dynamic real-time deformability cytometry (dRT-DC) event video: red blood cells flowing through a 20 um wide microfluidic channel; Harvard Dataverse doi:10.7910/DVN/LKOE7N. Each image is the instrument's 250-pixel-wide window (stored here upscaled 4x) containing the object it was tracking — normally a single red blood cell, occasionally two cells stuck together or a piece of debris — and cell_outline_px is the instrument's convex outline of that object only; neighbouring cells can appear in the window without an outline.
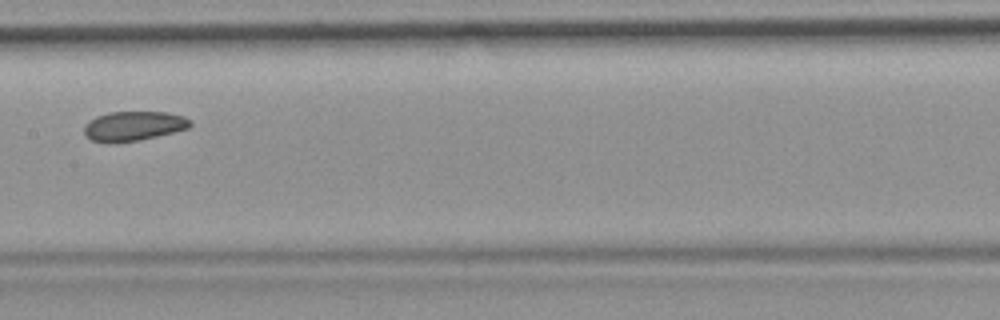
{"species": "common noctule bat (a hibernating species)", "species_latin": "Nyctalus noctula", "temperature_condition": "room temperature", "stored_images_in_passage": 11, "camera_frame_rate_fps": 3000, "um_per_image_px": 0.085, "animal": {"sex": "female", "body_mass_g": 19.9}, "frame": {"image": 1, "passage_image": 4, "time_ms": 3.667, "image_size_px": [1000, 320], "cell_outline_px": [[192, 124], [188, 128], [140, 140], [112, 144], [108, 144], [92, 140], [84, 136], [84, 124], [88, 120], [96, 116], [108, 112], [168, 112], [184, 116], [192, 120]], "centroid_in_image_um": [11.3, 10.72], "position_along_channel_um": 196.1, "area_um2": 18.61}, "authors_computed_cell_mechanics": {"area_um2": 19.1896, "velocity_mm_per_s": 3.736, "shape_relaxation_time_tau1_ms": null, "shape_relaxation_time_tau2_ms": 2.0483, "deformation_change_tau1": null, "deformation_change_tau2": 0.0617}}